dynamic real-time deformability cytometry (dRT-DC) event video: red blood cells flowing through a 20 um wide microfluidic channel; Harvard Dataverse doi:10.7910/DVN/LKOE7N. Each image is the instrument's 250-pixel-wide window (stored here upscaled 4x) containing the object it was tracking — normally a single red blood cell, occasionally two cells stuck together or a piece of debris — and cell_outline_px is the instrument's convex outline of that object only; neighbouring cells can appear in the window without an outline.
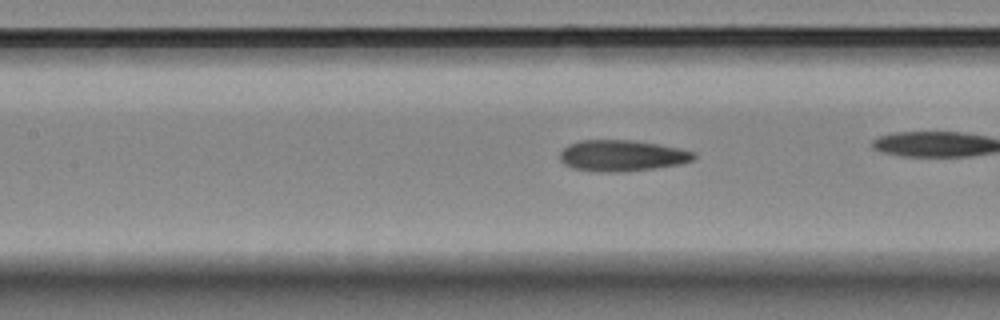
{"species": "Egyptian fruit bat (a non-hibernating species)", "species_latin": "Rousettus aegyptiacus", "temperature_condition": "room temperature", "stored_images_in_passage": 34, "camera_frame_rate_fps": 3000, "um_per_image_px": 0.085, "animal": {"sex": "female"}, "frame": {"image": 1, "passage_image": 15, "time_ms": 4.667, "image_size_px": [1000, 320], "cell_outline_px": [[696, 156], [692, 160], [680, 164], [624, 172], [596, 172], [572, 168], [564, 164], [560, 160], [560, 152], [568, 144], [580, 140], [628, 140], [656, 144], [676, 148], [692, 152]], "centroid_in_image_um": [52.79, 13.24], "position_along_channel_um": 154.6, "area_um2": 24.1}}